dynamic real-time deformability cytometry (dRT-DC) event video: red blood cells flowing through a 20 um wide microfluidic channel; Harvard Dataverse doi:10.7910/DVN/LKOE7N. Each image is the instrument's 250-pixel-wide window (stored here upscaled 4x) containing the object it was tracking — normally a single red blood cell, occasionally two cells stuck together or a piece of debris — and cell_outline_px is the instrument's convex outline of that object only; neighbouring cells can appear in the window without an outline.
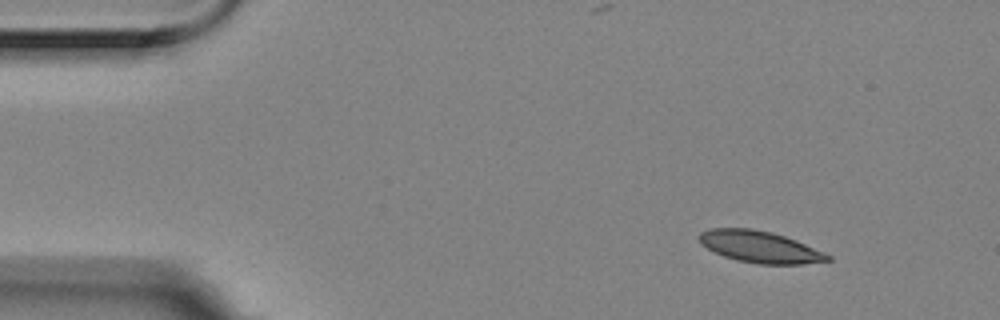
{"species": "Egyptian fruit bat (a non-hibernating species)", "species_latin": "Rousettus aegyptiacus", "temperature_condition": "room temperature", "stored_images_in_passage": 4, "segment_of_instrument_passage": [1, 2], "camera_frame_rate_fps": 3000, "um_per_image_px": 0.085, "animal": {"sex": "female"}, "frame": {"image": 1, "passage_image": 1, "time_ms": 0.0, "image_size_px": [1000, 320], "cell_outline_px": [[832, 260], [804, 264], [760, 264], [736, 260], [724, 256], [700, 244], [700, 232], [708, 228], [752, 228], [772, 232], [796, 240], [824, 252], [832, 256]], "centroid_in_image_um": [64.61, 20.98], "position_along_channel_um": 20.4, "area_um2": 23.7}}